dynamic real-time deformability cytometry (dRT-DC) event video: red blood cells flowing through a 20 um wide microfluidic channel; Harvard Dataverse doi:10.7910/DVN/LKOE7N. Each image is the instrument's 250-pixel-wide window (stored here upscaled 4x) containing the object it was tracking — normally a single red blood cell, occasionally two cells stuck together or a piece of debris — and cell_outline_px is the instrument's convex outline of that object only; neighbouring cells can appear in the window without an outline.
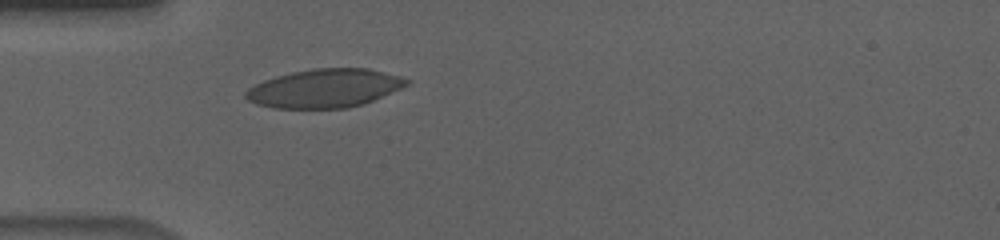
{"species": "human", "species_latin": "Homo sapiens", "temperature_condition": "cold", "stored_images_in_passage": 40, "camera_frame_rate_fps": 3000, "um_per_image_px": 0.085, "donor": {"sex": "male"}, "frame": {"image": 1, "passage_image": 1, "time_ms": 0.0, "image_size_px": [1000, 240], "cell_outline_px": [[412, 80], [408, 84], [400, 88], [364, 104], [348, 108], [272, 108], [256, 104], [248, 100], [244, 96], [244, 92], [248, 88], [264, 80], [276, 76], [292, 72], [312, 68], [368, 68], [400, 76]], "centroid_in_image_um": [27.58, 7.5], "position_along_channel_um": 57.4, "area_um2": 36.18}}
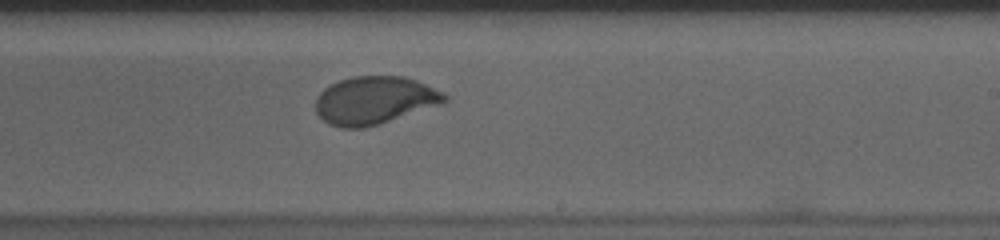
{"frame": {"image": 2, "passage_image": 18, "time_ms": 5.667, "image_size_px": [1000, 240], "cell_outline_px": [[448, 100], [444, 104], [364, 128], [340, 128], [328, 124], [316, 112], [316, 96], [324, 88], [340, 80], [352, 76], [404, 76], [416, 80], [444, 92], [448, 96]], "centroid_in_image_um": [31.86, 8.53], "position_along_channel_um": 257.1, "area_um2": 36.13}}
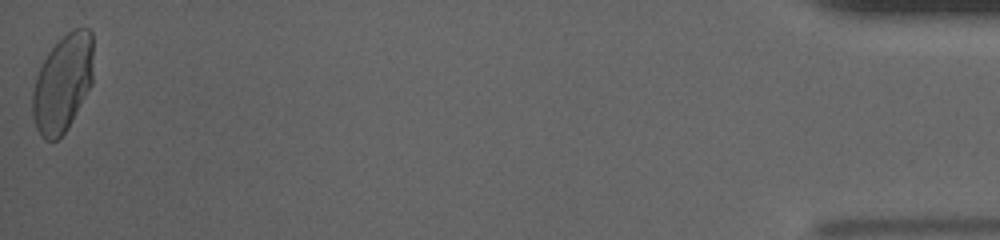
{"frame": {"image": 3, "passage_image": 40, "time_ms": 13.0, "image_size_px": [1000, 240], "cell_outline_px": [[92, 84], [72, 120], [64, 132], [56, 140], [44, 140], [40, 136], [36, 128], [32, 112], [32, 92], [36, 76], [48, 52], [68, 32], [76, 28], [88, 28], [92, 32]], "centroid_in_image_um": [5.32, 7.09], "position_along_channel_um": 429.9, "area_um2": 34.22}, "authors_computed_cell_mechanics": {"area_um2": 35.836, "velocity_mm_per_s": 3.6181, "shape_relaxation_time_tau1_ms": 4.6396, "shape_relaxation_time_tau2_ms": null, "deformation_change_tau1": 0.1614, "deformation_change_tau2": null}}